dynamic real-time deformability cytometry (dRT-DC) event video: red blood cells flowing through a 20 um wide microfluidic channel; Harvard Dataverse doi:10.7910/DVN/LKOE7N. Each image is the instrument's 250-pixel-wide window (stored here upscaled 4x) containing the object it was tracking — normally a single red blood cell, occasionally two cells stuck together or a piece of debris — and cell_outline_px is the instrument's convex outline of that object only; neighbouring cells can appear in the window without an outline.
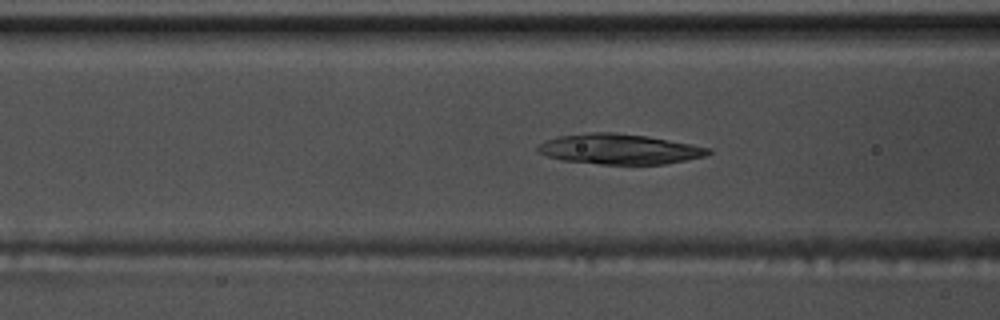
{"species": "common noctule bat (a hibernating species)", "species_latin": "Nyctalus noctula", "temperature_condition": "warm", "stored_images_in_passage": 52, "camera_frame_rate_fps": 3000, "um_per_image_px": 0.085, "animal": {"sex": "male", "body_mass_g": 17.5, "forearm_length_mm": 52.3}, "frame": {"image": 1, "passage_image": 19, "time_ms": 6.0, "image_size_px": [1000, 320], "cell_outline_px": [[712, 152], [704, 156], [664, 164], [600, 164], [560, 160], [536, 152], [536, 148], [544, 140], [560, 136], [592, 132], [616, 132], [644, 136], [712, 148]], "centroid_in_image_um": [52.59, 12.67], "position_along_channel_um": 114.0, "area_um2": 29.82}}
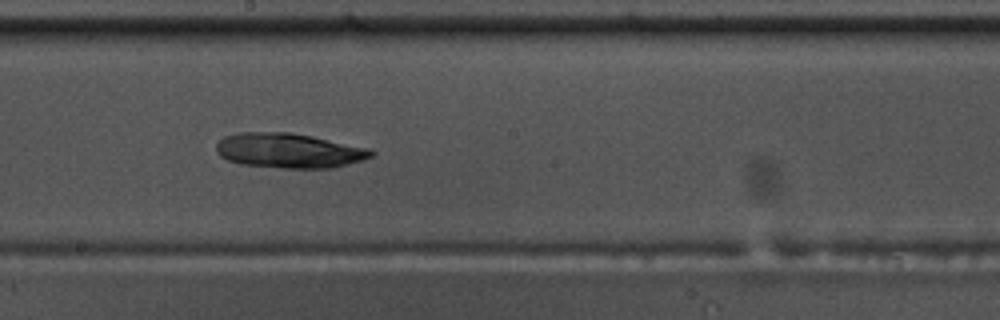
{"frame": {"image": 2, "passage_image": 28, "time_ms": 9.0, "image_size_px": [1000, 320], "cell_outline_px": [[376, 152], [372, 156], [364, 160], [332, 168], [284, 168], [240, 164], [228, 160], [220, 156], [216, 152], [216, 144], [224, 136], [240, 132], [288, 132], [312, 136], [372, 148]], "centroid_in_image_um": [24.59, 12.8], "position_along_channel_um": 223.6, "area_um2": 31.67}}
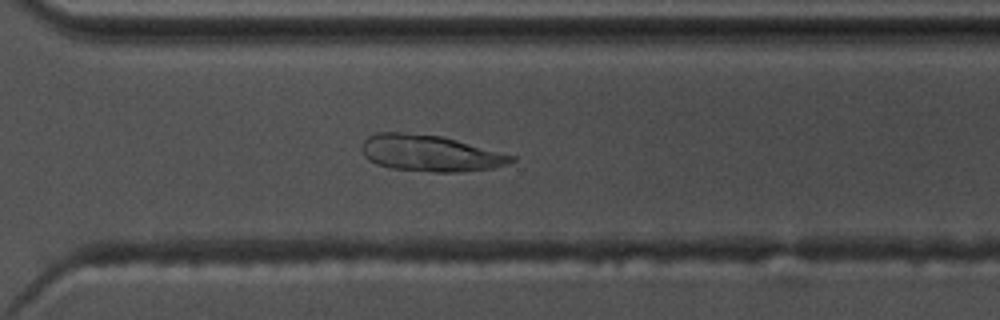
{"frame": {"image": 3, "passage_image": 37, "time_ms": 12.0, "image_size_px": [1000, 320], "cell_outline_px": [[516, 160], [508, 164], [492, 168], [464, 172], [436, 172], [388, 168], [376, 164], [368, 160], [364, 156], [364, 140], [368, 136], [376, 132], [404, 132], [444, 136], [516, 156]], "centroid_in_image_um": [36.59, 13.02], "position_along_channel_um": 334.0, "area_um2": 31.91}}